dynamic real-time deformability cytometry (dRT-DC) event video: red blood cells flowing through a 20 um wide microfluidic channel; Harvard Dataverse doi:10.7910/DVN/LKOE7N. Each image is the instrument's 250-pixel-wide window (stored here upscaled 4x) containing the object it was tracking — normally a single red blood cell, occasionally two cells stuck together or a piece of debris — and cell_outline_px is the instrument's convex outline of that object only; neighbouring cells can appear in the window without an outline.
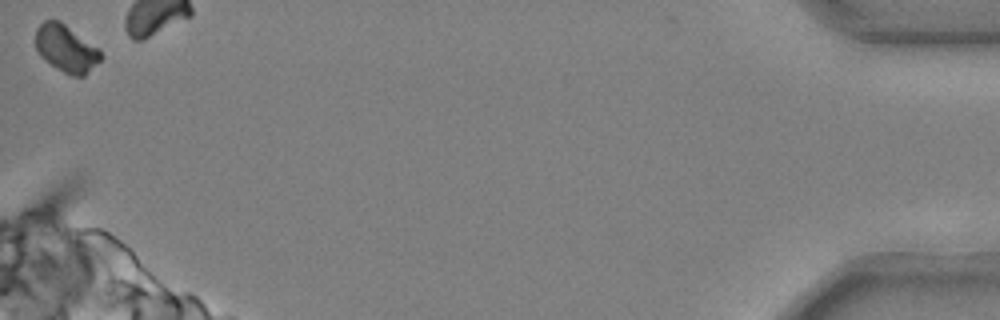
{"species": "common noctule bat (a hibernating species)", "species_latin": "Nyctalus noctula", "temperature_condition": "cold", "stored_images_in_passage": 43, "camera_frame_rate_fps": 3000, "um_per_image_px": 0.085, "animal": {"sex": "male", "body_mass_g": 20.4}, "frame": {"image": 1, "passage_image": 43, "time_ms": 14.0, "image_size_px": [1000, 320], "cell_outline_px": [[104, 56], [84, 76], [72, 76], [56, 68], [40, 56], [36, 52], [36, 28], [44, 20], [60, 20], [100, 48]], "centroid_in_image_um": [5.63, 4.11], "position_along_channel_um": 429.6, "area_um2": 18.15}}